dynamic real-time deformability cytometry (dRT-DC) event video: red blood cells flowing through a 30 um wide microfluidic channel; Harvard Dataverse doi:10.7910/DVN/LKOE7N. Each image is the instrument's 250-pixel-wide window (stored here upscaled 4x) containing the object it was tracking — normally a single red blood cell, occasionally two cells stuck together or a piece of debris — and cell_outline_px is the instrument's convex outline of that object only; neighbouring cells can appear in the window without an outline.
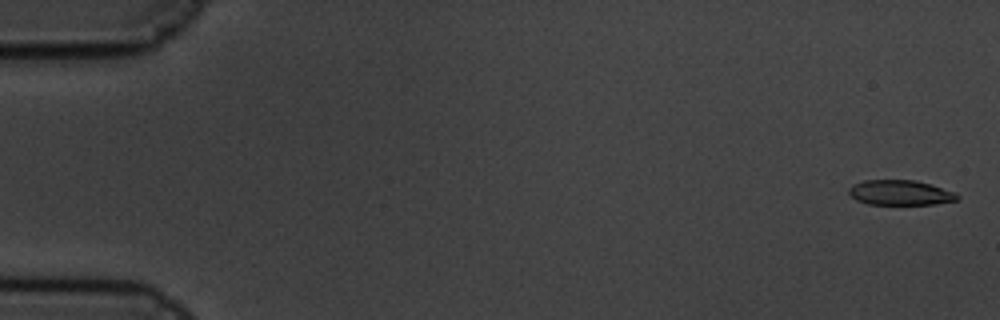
{"species": "common noctule bat (a hibernating species)", "species_latin": "Nyctalus noctula", "temperature_condition": "cold", "stored_images_in_passage": 61, "camera_frame_rate_fps": 3000, "um_per_image_px": 0.085, "animal": {"sex": "male", "body_mass_g": 19.5, "forearm_length_mm": 54.6}, "frame": {"image": 1, "passage_image": 2, "time_ms": 0.333, "image_size_px": [1000, 320], "cell_outline_px": [[960, 200], [936, 204], [868, 204], [856, 200], [848, 192], [848, 188], [852, 184], [864, 180], [916, 180], [956, 192], [960, 196]], "centroid_in_image_um": [76.54, 16.37], "position_along_channel_um": 8.5, "area_um2": 15.95}}
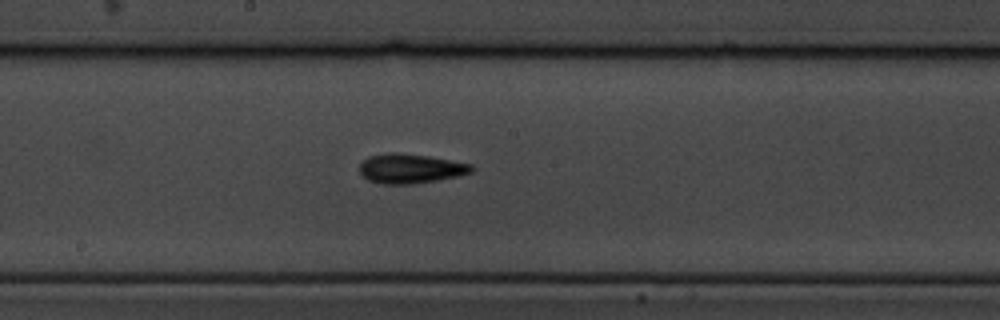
{"frame": {"image": 2, "passage_image": 33, "time_ms": 10.667, "image_size_px": [1000, 320], "cell_outline_px": [[476, 168], [472, 172], [456, 176], [436, 180], [412, 184], [384, 184], [368, 180], [360, 176], [360, 164], [368, 156], [388, 152], [396, 152], [428, 156], [472, 164]], "centroid_in_image_um": [34.86, 14.32], "position_along_channel_um": 213.3, "area_um2": 19.31}}
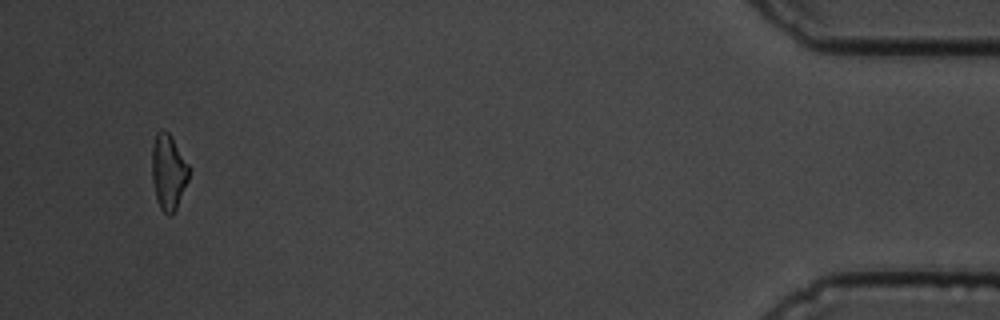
{"frame": {"image": 3, "passage_image": 58, "time_ms": 19.0, "image_size_px": [1000, 320], "cell_outline_px": [[188, 180], [176, 208], [172, 216], [168, 216], [160, 208], [156, 200], [152, 180], [152, 148], [156, 132], [164, 128], [168, 132], [188, 164]], "centroid_in_image_um": [14.28, 14.63], "position_along_channel_um": 420.9, "area_um2": 16.13}, "authors_computed_cell_mechanics": {"area_um2": 17.3978, "velocity_mm_per_s": 3.3683, "shape_relaxation_time_tau1_ms": 3.1357, "shape_relaxation_time_tau2_ms": 5.7719, "deformation_change_tau1": 0.1143, "deformation_change_tau2": 0.1429}}